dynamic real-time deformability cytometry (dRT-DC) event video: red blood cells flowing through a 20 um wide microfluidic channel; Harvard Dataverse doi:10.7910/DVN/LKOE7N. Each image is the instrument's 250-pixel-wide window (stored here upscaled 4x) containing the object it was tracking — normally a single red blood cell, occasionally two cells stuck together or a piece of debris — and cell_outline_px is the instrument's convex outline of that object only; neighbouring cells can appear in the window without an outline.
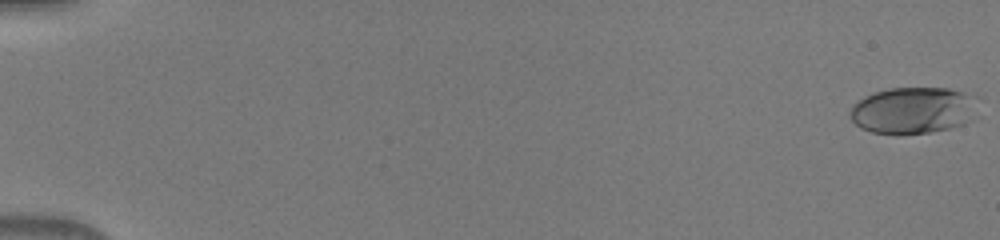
{"species": "human", "species_latin": "Homo sapiens", "temperature_condition": "warm", "stored_images_in_passage": 51, "camera_frame_rate_fps": 3000, "um_per_image_px": 0.085, "donor": {"sex": "male"}, "frame": {"image": 1, "passage_image": 1, "time_ms": 0.0, "image_size_px": [1000, 240], "cell_outline_px": [[980, 96], [972, 120], [964, 124], [932, 132], [896, 136], [872, 132], [860, 128], [848, 116], [848, 112], [852, 104], [864, 96], [888, 88], [948, 88]], "centroid_in_image_um": [77.62, 9.39], "position_along_channel_um": 7.4, "area_um2": 35.66}}
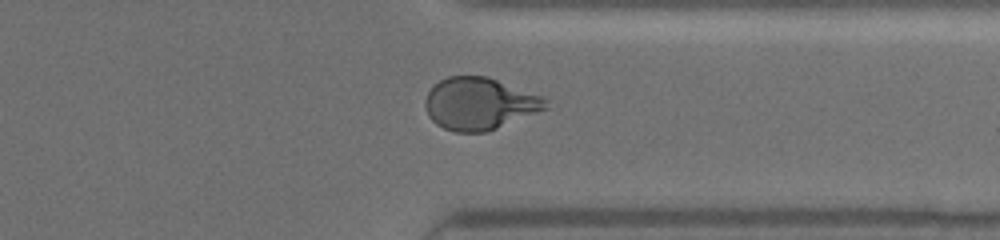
{"frame": {"image": 2, "passage_image": 41, "time_ms": 13.333, "image_size_px": [1000, 240], "cell_outline_px": [[548, 108], [488, 132], [456, 132], [444, 128], [436, 124], [428, 116], [424, 104], [424, 100], [428, 92], [440, 80], [448, 76], [488, 76], [540, 96], [544, 100]], "centroid_in_image_um": [40.71, 8.82], "position_along_channel_um": 370.7, "area_um2": 36.36}}
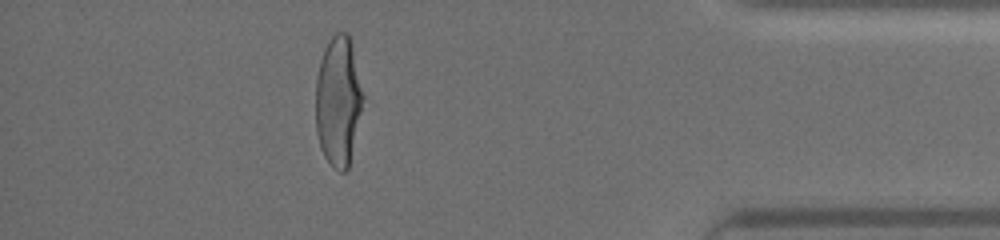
{"frame": {"image": 3, "passage_image": 46, "time_ms": 15.0, "image_size_px": [1000, 240], "cell_outline_px": [[364, 96], [348, 168], [344, 172], [340, 172], [332, 168], [324, 156], [320, 148], [316, 132], [316, 76], [320, 60], [324, 48], [328, 40], [336, 32], [348, 32], [352, 44]], "centroid_in_image_um": [28.73, 8.57], "position_along_channel_um": 406.5, "area_um2": 35.95}}